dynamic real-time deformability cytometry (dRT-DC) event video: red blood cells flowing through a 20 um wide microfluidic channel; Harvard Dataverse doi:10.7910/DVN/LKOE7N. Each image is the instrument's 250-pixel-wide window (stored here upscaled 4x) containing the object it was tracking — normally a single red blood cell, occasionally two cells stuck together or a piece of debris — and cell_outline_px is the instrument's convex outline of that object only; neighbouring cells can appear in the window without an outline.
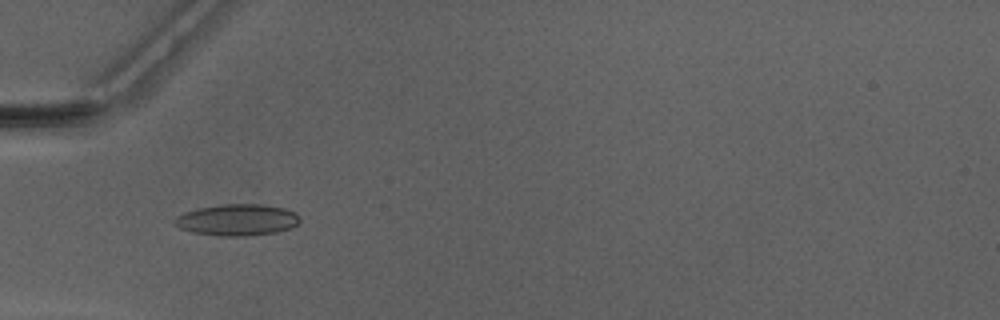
{"species": "Egyptian fruit bat (a non-hibernating species)", "species_latin": "Rousettus aegyptiacus", "temperature_condition": "warm", "stored_images_in_passage": 47, "camera_frame_rate_fps": 3000, "um_per_image_px": 0.085, "animal": {"sex": "male"}, "frame": {"image": 1, "passage_image": 14, "time_ms": 4.333, "image_size_px": [1000, 320], "cell_outline_px": [[300, 220], [292, 228], [276, 232], [244, 236], [220, 236], [192, 232], [180, 228], [172, 220], [176, 216], [184, 212], [200, 208], [224, 204], [264, 204], [284, 208], [296, 212], [300, 216]], "centroid_in_image_um": [20.18, 18.69], "position_along_channel_um": 64.8, "area_um2": 23.0}}
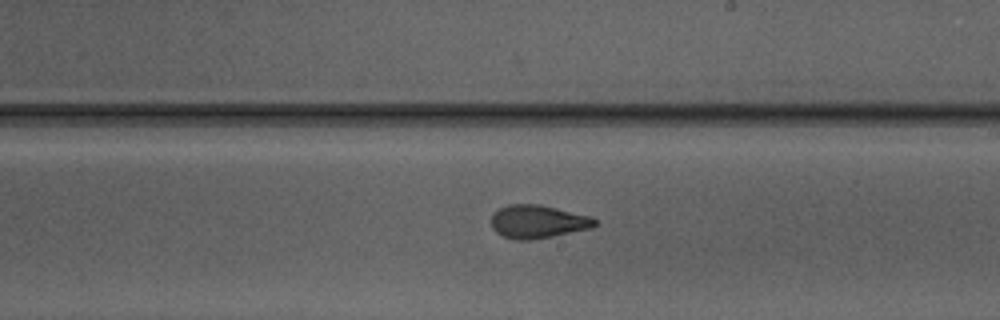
{"frame": {"image": 2, "passage_image": 27, "time_ms": 8.667, "image_size_px": [1000, 320], "cell_outline_px": [[596, 224], [592, 228], [552, 236], [528, 240], [516, 240], [504, 236], [496, 232], [492, 228], [492, 212], [508, 204], [540, 204], [588, 216], [596, 220]], "centroid_in_image_um": [45.67, 18.83], "position_along_channel_um": 243.3, "area_um2": 19.83}}
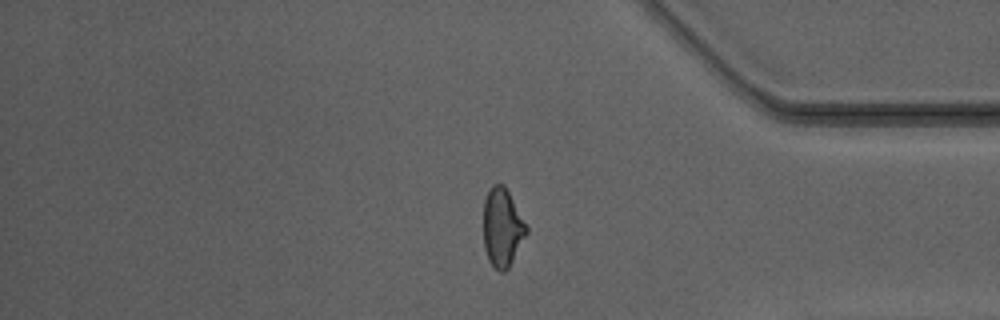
{"frame": {"image": 3, "passage_image": 39, "time_ms": 12.667, "image_size_px": [1000, 320], "cell_outline_px": [[528, 232], [508, 268], [504, 272], [500, 272], [488, 260], [484, 248], [484, 200], [492, 184], [504, 184], [528, 228]], "centroid_in_image_um": [42.69, 19.34], "position_along_channel_um": 392.5, "area_um2": 19.42}, "authors_computed_cell_mechanics": {"area_um2": 19.8832, "velocity_mm_per_s": 4.177, "shape_relaxation_time_tau1_ms": 4.5345, "shape_relaxation_time_tau2_ms": 1.4821, "deformation_change_tau1": 0.1489, "deformation_change_tau2": 0.0631}}